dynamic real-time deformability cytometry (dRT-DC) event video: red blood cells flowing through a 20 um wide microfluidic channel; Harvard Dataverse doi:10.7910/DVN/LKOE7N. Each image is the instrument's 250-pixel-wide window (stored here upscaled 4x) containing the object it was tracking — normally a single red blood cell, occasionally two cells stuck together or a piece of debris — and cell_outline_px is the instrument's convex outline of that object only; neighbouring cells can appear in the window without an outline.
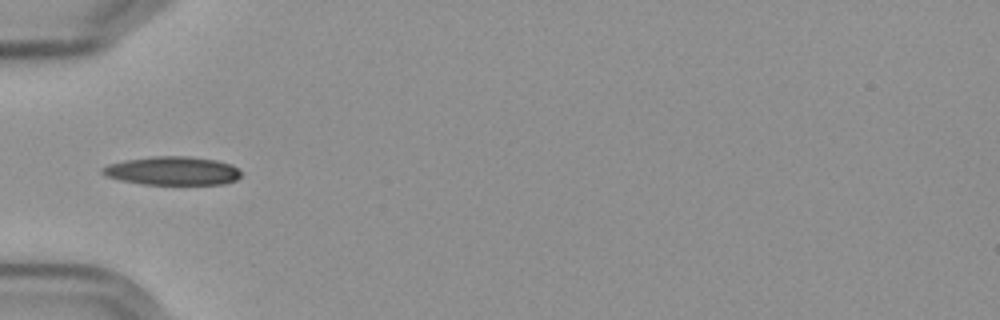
{"species": "Egyptian fruit bat (a non-hibernating species)", "species_latin": "Rousettus aegyptiacus", "temperature_condition": "cold", "stored_images_in_passage": 6, "camera_frame_rate_fps": 3000, "um_per_image_px": 0.085, "frame": {"image": 1, "passage_image": 5, "time_ms": 4.667, "image_size_px": [1000, 320], "cell_outline_px": [[240, 176], [236, 180], [224, 184], [140, 184], [120, 180], [108, 176], [100, 172], [100, 168], [108, 164], [124, 160], [156, 156], [184, 156], [216, 160], [232, 164], [240, 172]], "centroid_in_image_um": [14.63, 14.52], "position_along_channel_um": 70.4, "area_um2": 23.0}}
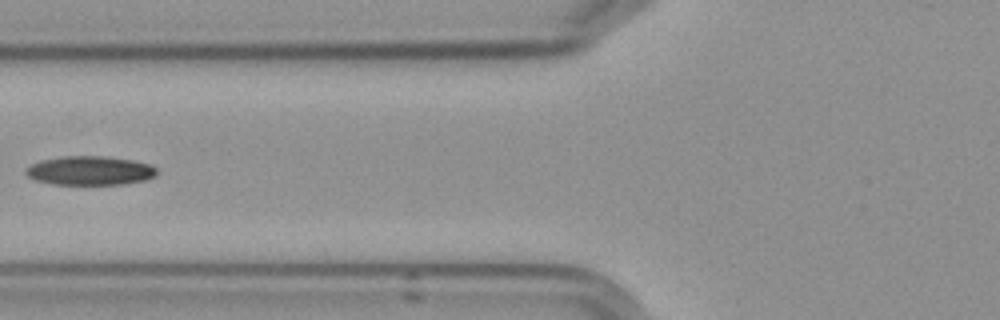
{"frame": {"image": 2, "passage_image": 6, "time_ms": 6.0, "image_size_px": [1000, 320], "cell_outline_px": [[156, 172], [152, 176], [144, 180], [120, 184], [52, 184], [36, 180], [28, 176], [24, 172], [32, 164], [40, 160], [64, 156], [104, 156], [132, 160], [148, 164], [156, 168]], "centroid_in_image_um": [7.6, 14.49], "position_along_channel_um": 118.2, "area_um2": 21.79}}